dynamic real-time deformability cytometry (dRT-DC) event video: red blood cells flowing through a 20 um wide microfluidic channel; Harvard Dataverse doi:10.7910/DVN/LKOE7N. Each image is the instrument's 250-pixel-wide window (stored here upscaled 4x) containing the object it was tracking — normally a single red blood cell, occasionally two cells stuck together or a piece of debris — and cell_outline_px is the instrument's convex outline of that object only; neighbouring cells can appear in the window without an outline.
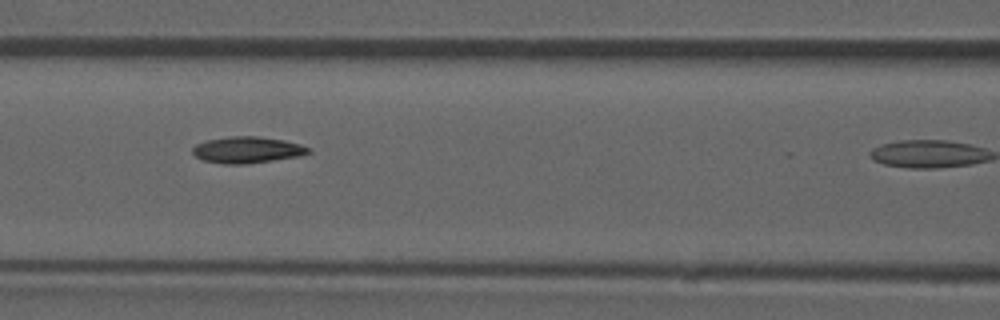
{"species": "common noctule bat (a hibernating species)", "species_latin": "Nyctalus noctula", "temperature_condition": "room temperature", "stored_images_in_passage": 19, "camera_frame_rate_fps": 3000, "um_per_image_px": 0.085, "animal": {"sex": "male", "forearm_length_mm": 52.5}, "frame": {"image": 1, "passage_image": 9, "time_ms": 2.667, "image_size_px": [1000, 320], "cell_outline_px": [[312, 152], [300, 156], [244, 164], [224, 164], [204, 160], [196, 156], [192, 152], [192, 148], [196, 144], [208, 140], [232, 136], [260, 136], [284, 140], [300, 144], [308, 148]], "centroid_in_image_um": [21.02, 12.73], "position_along_channel_um": 145.6, "area_um2": 17.69}}